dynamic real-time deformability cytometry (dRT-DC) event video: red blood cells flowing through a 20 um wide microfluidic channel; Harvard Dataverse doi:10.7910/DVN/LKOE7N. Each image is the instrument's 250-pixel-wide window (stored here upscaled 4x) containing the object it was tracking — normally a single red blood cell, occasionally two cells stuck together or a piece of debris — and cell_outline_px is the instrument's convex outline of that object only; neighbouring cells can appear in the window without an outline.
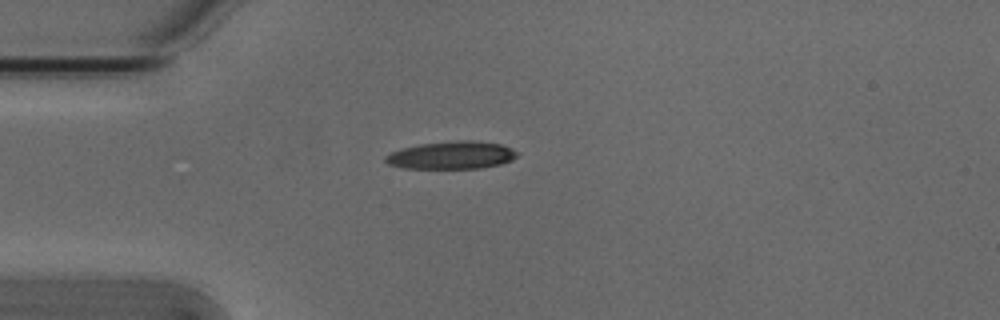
{"species": "Egyptian fruit bat (a non-hibernating species)", "species_latin": "Rousettus aegyptiacus", "temperature_condition": "cold", "stored_images_in_passage": 1, "camera_frame_rate_fps": 3000, "um_per_image_px": 0.085, "animal": {"sex": "male"}, "frame": {"image": 1, "passage_image": 1, "time_ms": 0.0, "image_size_px": [1000, 320], "cell_outline_px": [[516, 156], [512, 160], [500, 164], [480, 168], [404, 168], [388, 164], [384, 160], [384, 156], [400, 148], [420, 144], [460, 140], [472, 140], [500, 144], [512, 148], [516, 152]], "centroid_in_image_um": [38.36, 13.19], "position_along_channel_um": 46.6, "area_um2": 21.15}}